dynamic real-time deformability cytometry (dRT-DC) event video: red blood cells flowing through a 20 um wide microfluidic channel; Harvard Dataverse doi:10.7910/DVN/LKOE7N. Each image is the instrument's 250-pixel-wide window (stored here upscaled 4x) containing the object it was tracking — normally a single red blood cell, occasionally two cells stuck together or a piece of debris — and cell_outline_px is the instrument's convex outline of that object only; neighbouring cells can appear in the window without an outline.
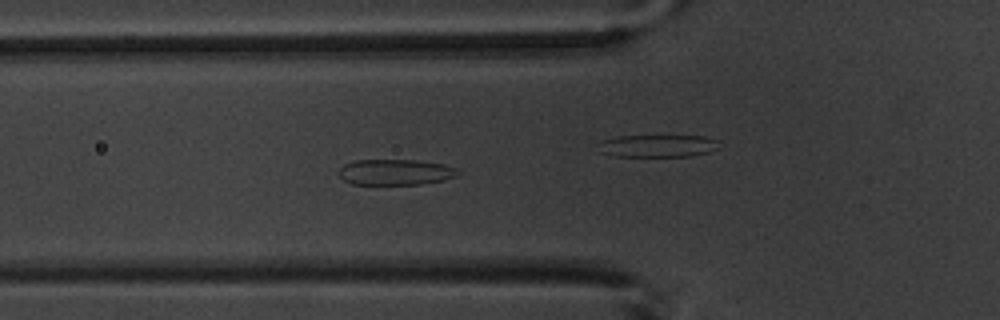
{"species": "common noctule bat (a hibernating species)", "species_latin": "Nyctalus noctula", "temperature_condition": "warm", "stored_images_in_passage": 6, "camera_frame_rate_fps": 3000, "um_per_image_px": 0.085, "animal": {"sex": "male", "body_mass_g": 20.1, "forearm_length_mm": 53.5}, "frame": {"image": 1, "passage_image": 4, "time_ms": 4.333, "image_size_px": [1000, 320], "cell_outline_px": [[460, 172], [456, 176], [444, 180], [420, 184], [352, 184], [344, 180], [340, 176], [340, 168], [344, 164], [356, 160], [416, 160], [444, 164], [456, 168]], "centroid_in_image_um": [33.63, 14.63], "position_along_channel_um": 92.2, "area_um2": 17.8}}
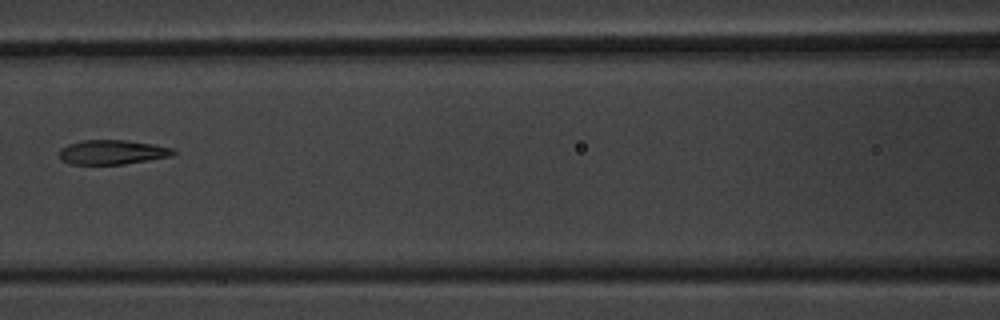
{"frame": {"image": 2, "passage_image": 6, "time_ms": 6.667, "image_size_px": [1000, 320], "cell_outline_px": [[176, 152], [172, 156], [124, 164], [68, 164], [60, 160], [60, 148], [68, 144], [80, 140], [128, 140], [152, 144], [172, 148]], "centroid_in_image_um": [9.51, 12.93], "position_along_channel_um": 157.1, "area_um2": 16.3}}